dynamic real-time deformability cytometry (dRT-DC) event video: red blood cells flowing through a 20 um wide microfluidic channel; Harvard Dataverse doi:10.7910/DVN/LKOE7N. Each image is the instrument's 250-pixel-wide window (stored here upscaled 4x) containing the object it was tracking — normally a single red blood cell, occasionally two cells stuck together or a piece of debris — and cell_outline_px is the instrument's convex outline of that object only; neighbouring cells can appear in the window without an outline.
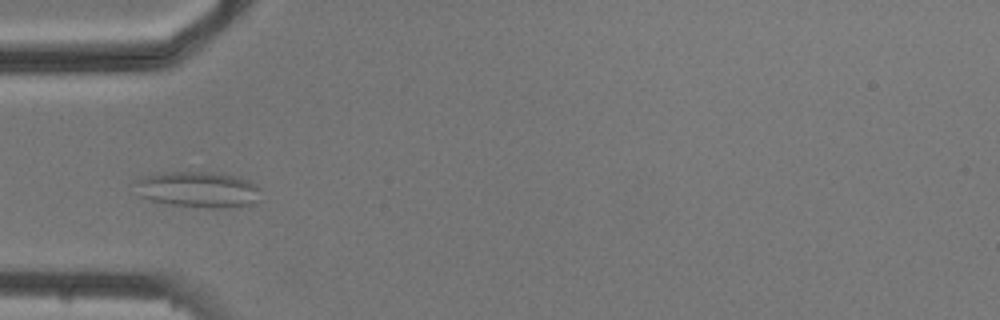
{"species": "common noctule bat (a hibernating species)", "species_latin": "Nyctalus noctula", "temperature_condition": "cold", "stored_images_in_passage": 5, "camera_frame_rate_fps": 3000, "um_per_image_px": 0.085, "animal": {"sex": "male", "body_mass_g": 20.5, "forearm_length_mm": 52.5}, "frame": {"image": 1, "passage_image": 4, "time_ms": 4.0, "image_size_px": [1000, 320], "cell_outline_px": [[260, 200], [256, 204], [232, 208], [208, 208], [172, 204], [152, 200], [140, 196], [136, 184], [136, 180], [140, 176], [164, 172], [212, 172], [232, 176], [248, 180], [256, 184], [260, 188]], "centroid_in_image_um": [16.9, 16.12], "position_along_channel_um": 68.1, "area_um2": 26.47}}
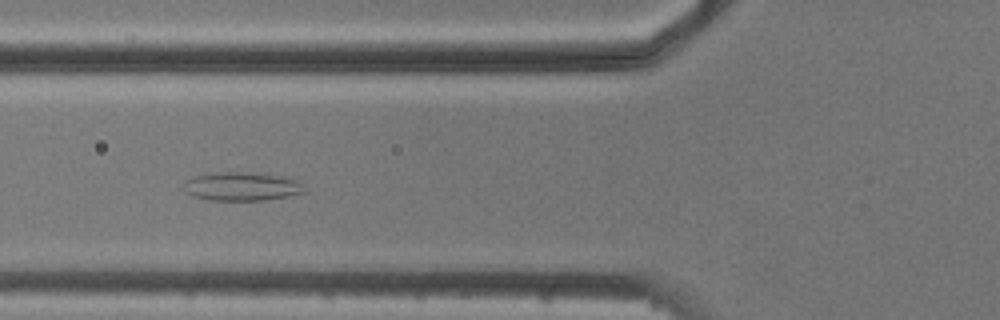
{"frame": {"image": 2, "passage_image": 5, "time_ms": 5.0, "image_size_px": [1000, 320], "cell_outline_px": [[304, 192], [288, 196], [264, 200], [208, 200], [196, 196], [188, 192], [184, 184], [188, 180], [196, 176], [220, 172], [244, 172], [280, 176], [300, 180]], "centroid_in_image_um": [20.6, 15.85], "position_along_channel_um": 105.2, "area_um2": 19.59}}